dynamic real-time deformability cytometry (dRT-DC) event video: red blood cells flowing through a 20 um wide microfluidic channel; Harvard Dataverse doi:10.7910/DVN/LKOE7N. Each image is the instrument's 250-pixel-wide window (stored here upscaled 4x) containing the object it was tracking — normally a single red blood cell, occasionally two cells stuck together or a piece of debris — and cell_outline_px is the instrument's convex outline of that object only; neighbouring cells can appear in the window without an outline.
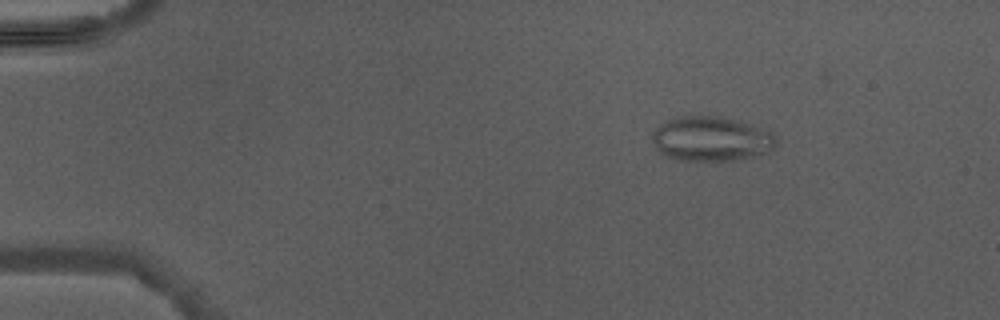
{"species": "Egyptian fruit bat (a non-hibernating species)", "species_latin": "Rousettus aegyptiacus", "temperature_condition": "warm", "stored_images_in_passage": 5, "camera_frame_rate_fps": 3000, "um_per_image_px": 0.085, "animal": {"sex": "male"}, "frame": {"image": 1, "passage_image": 2, "time_ms": 1.333, "image_size_px": [1000, 320], "cell_outline_px": [[772, 148], [768, 152], [732, 160], [676, 160], [664, 156], [656, 148], [652, 140], [652, 132], [660, 124], [676, 116], [716, 116], [740, 120], [772, 132]], "centroid_in_image_um": [60.36, 11.79], "position_along_channel_um": 24.6, "area_um2": 31.91}}